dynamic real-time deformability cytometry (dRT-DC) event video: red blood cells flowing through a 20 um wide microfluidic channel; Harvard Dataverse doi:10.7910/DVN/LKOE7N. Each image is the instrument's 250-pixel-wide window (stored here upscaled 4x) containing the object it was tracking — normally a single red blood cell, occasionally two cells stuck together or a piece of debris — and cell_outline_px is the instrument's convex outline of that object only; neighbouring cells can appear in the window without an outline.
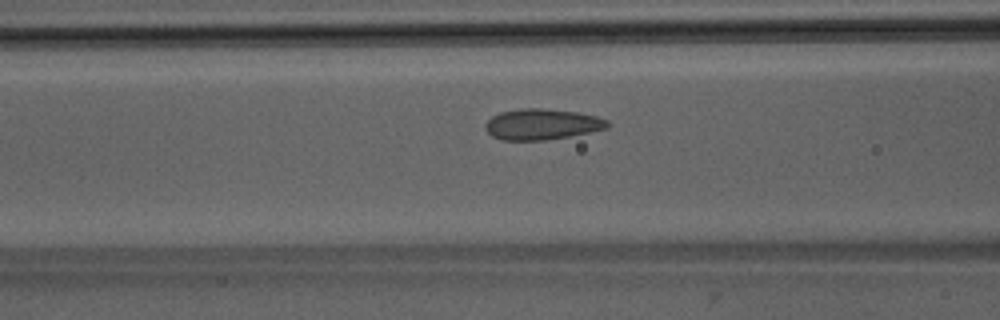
{"species": "Egyptian fruit bat (a non-hibernating species)", "species_latin": "Rousettus aegyptiacus", "temperature_condition": "room temperature", "stored_images_in_passage": 45, "camera_frame_rate_fps": 3000, "um_per_image_px": 0.085, "animal": {"sex": "male"}, "frame": {"image": 1, "passage_image": 15, "time_ms": 4.667, "image_size_px": [1000, 320], "cell_outline_px": [[612, 124], [608, 128], [568, 136], [544, 140], [500, 140], [492, 136], [484, 128], [484, 124], [492, 116], [500, 112], [520, 108], [544, 108], [576, 112], [596, 116], [608, 120]], "centroid_in_image_um": [46.05, 10.55], "position_along_channel_um": 120.6, "area_um2": 22.02}}
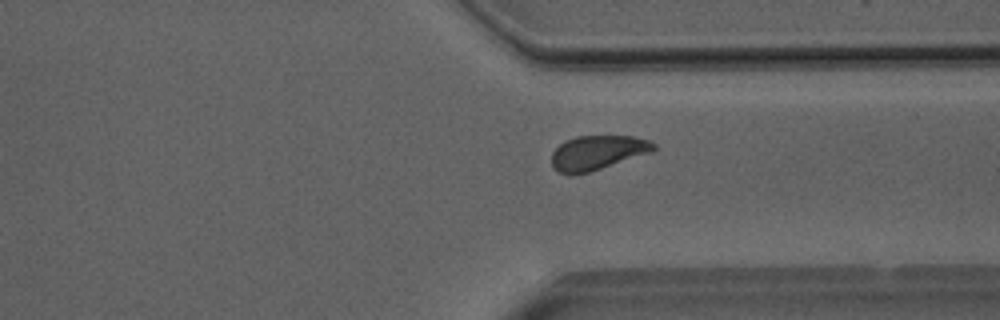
{"frame": {"image": 2, "passage_image": 33, "time_ms": 10.667, "image_size_px": [1000, 320], "cell_outline_px": [[656, 148], [652, 152], [588, 172], [556, 172], [552, 164], [552, 152], [564, 140], [576, 136], [632, 136], [648, 140], [656, 144]], "centroid_in_image_um": [50.8, 12.94], "position_along_channel_um": 360.6, "area_um2": 20.06}}
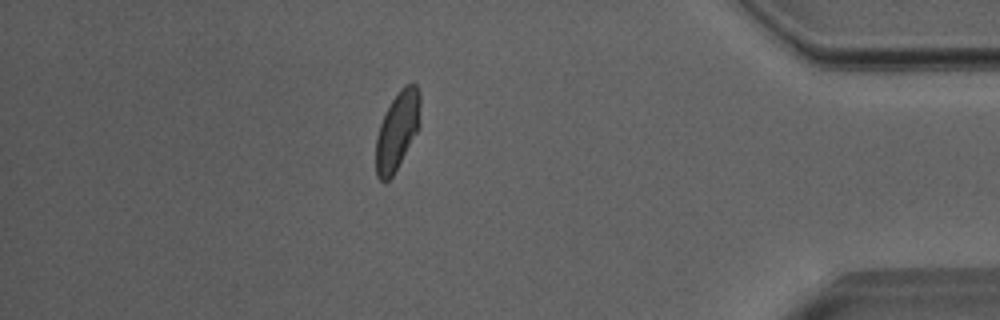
{"frame": {"image": 3, "passage_image": 39, "time_ms": 12.667, "image_size_px": [1000, 320], "cell_outline_px": [[420, 128], [392, 176], [388, 180], [380, 180], [376, 176], [376, 136], [380, 124], [392, 100], [400, 88], [404, 84], [416, 84], [420, 92]], "centroid_in_image_um": [33.79, 11.08], "position_along_channel_um": 401.4, "area_um2": 20.23}, "authors_computed_cell_mechanics": {"area_um2": 21.0392, "velocity_mm_per_s": 4.0072, "shape_relaxation_time_tau1_ms": 5.4597, "shape_relaxation_time_tau2_ms": 0.8794, "deformation_change_tau1": 0.1292, "deformation_change_tau2": 0.0508}}